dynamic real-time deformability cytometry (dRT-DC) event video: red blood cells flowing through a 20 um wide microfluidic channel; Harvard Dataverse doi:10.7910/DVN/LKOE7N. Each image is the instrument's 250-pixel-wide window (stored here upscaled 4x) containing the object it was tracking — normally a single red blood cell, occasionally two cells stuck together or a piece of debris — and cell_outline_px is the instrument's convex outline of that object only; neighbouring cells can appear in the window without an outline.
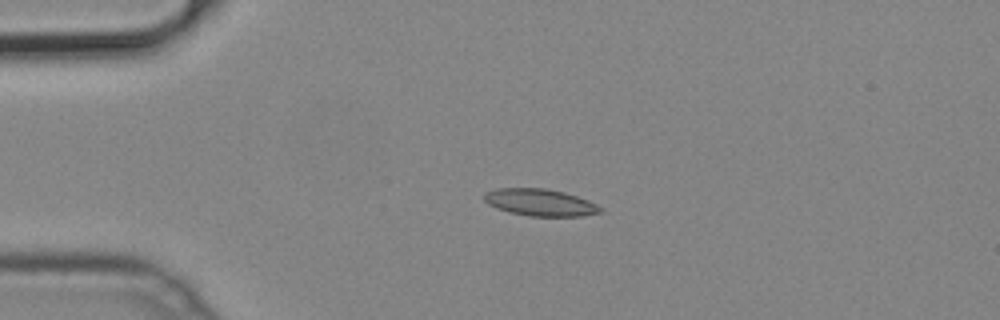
{"species": "common noctule bat (a hibernating species)", "species_latin": "Nyctalus noctula", "temperature_condition": "cold", "stored_images_in_passage": 36, "camera_frame_rate_fps": 3000, "um_per_image_px": 0.085, "animal": {"sex": "male", "body_mass_g": 19.2, "forearm_length_mm": 51.8}, "frame": {"image": 1, "passage_image": 4, "time_ms": 1.0, "image_size_px": [1000, 320], "cell_outline_px": [[604, 212], [580, 216], [528, 216], [508, 212], [496, 208], [488, 204], [484, 200], [484, 192], [496, 188], [544, 188], [564, 192], [588, 200], [604, 208]], "centroid_in_image_um": [45.91, 17.21], "position_along_channel_um": 39.1, "area_um2": 18.44}}
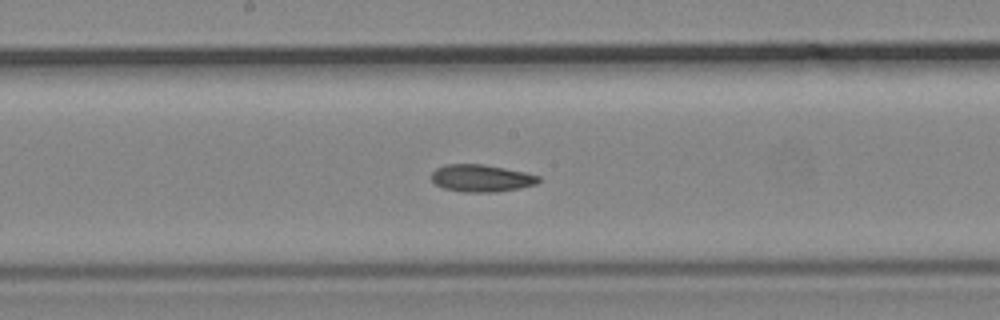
{"frame": {"image": 2, "passage_image": 19, "time_ms": 6.0, "image_size_px": [1000, 320], "cell_outline_px": [[540, 180], [536, 184], [520, 188], [496, 192], [464, 192], [444, 188], [436, 184], [432, 180], [432, 172], [436, 168], [444, 164], [484, 164], [524, 172], [540, 176]], "centroid_in_image_um": [40.91, 15.14], "position_along_channel_um": 207.3, "area_um2": 16.99}}
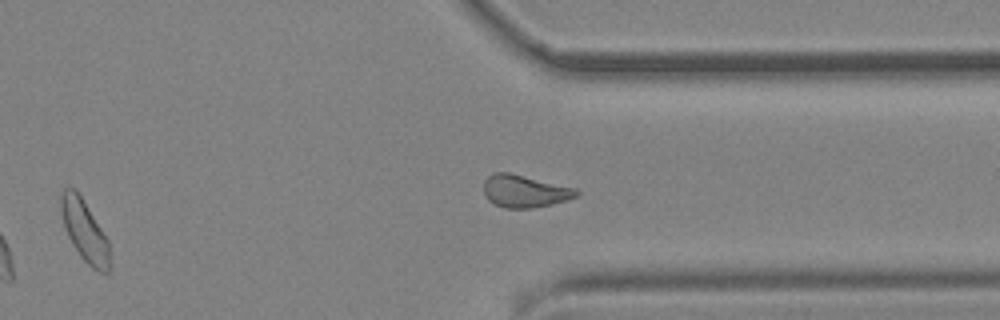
{"frame": {"image": 3, "passage_image": 31, "time_ms": 10.0, "image_size_px": [1000, 320], "cell_outline_px": [[112, 268], [108, 272], [100, 272], [92, 268], [80, 256], [72, 244], [68, 236], [60, 212], [60, 192], [64, 188], [76, 188], [108, 240]], "centroid_in_image_um": [7.19, 19.63], "position_along_channel_um": 404.2, "area_um2": 17.57}}